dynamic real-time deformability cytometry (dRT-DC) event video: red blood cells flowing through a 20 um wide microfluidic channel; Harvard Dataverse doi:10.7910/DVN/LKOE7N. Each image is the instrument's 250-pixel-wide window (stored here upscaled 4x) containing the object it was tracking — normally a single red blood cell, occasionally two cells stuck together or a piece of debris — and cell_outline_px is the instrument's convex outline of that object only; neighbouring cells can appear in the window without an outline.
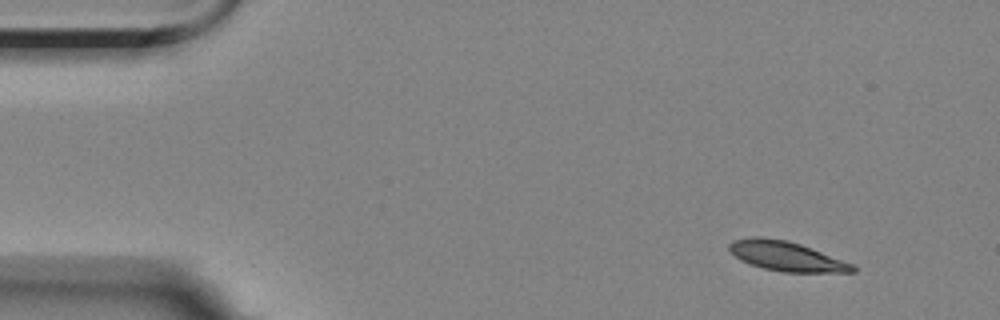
{"species": "Egyptian fruit bat (a non-hibernating species)", "species_latin": "Rousettus aegyptiacus", "temperature_condition": "room temperature", "stored_images_in_passage": 4, "camera_frame_rate_fps": 3000, "um_per_image_px": 0.085, "animal": {"sex": "female"}, "frame": {"image": 1, "passage_image": 1, "time_ms": 0.0, "image_size_px": [1000, 320], "cell_outline_px": [[856, 272], [784, 272], [764, 268], [740, 260], [728, 248], [728, 244], [732, 240], [752, 236], [764, 236], [788, 240], [800, 244], [852, 264], [856, 268]], "centroid_in_image_um": [66.79, 21.75], "position_along_channel_um": 18.2, "area_um2": 21.1}}
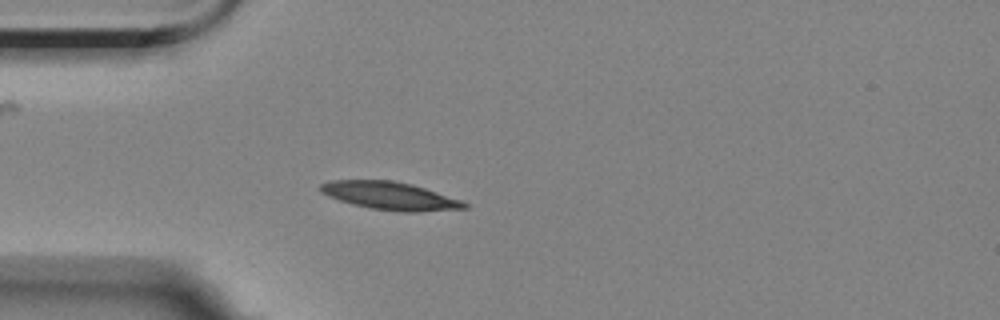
{"frame": {"image": 2, "passage_image": 4, "time_ms": 3.333, "image_size_px": [1000, 320], "cell_outline_px": [[468, 208], [420, 212], [400, 212], [368, 208], [352, 204], [328, 196], [320, 192], [316, 188], [320, 184], [328, 180], [392, 180], [412, 184], [460, 200], [468, 204]], "centroid_in_image_um": [33.09, 16.64], "position_along_channel_um": 51.9, "area_um2": 23.52}}